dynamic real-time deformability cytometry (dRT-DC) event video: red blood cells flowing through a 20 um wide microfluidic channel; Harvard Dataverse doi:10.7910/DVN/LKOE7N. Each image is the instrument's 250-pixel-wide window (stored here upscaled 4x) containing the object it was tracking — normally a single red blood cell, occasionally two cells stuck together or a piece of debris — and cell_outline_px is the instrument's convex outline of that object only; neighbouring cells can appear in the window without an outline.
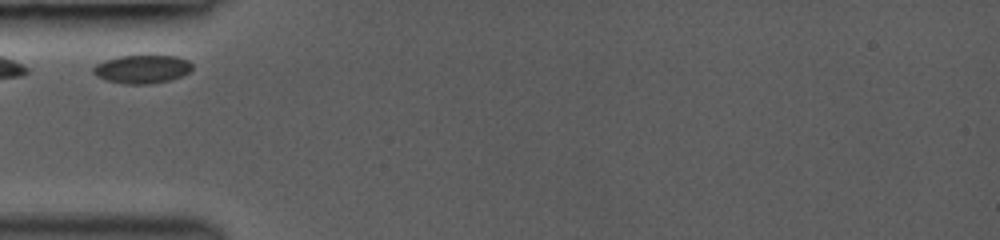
{"species": "common noctule bat (a hibernating species)", "species_latin": "Nyctalus noctula", "temperature_condition": "room temperature", "stored_images_in_passage": 2, "camera_frame_rate_fps": 3000, "um_per_image_px": 0.085, "animal": {"sex": "female", "body_mass_g": 19.0, "forearm_length_mm": 53.3}, "frame": {"image": 1, "passage_image": 1, "time_ms": 0.0, "image_size_px": [1000, 240], "cell_outline_px": [[192, 68], [188, 72], [172, 80], [152, 84], [124, 84], [108, 80], [96, 76], [92, 72], [92, 68], [96, 64], [104, 60], [120, 56], [176, 56], [188, 60], [192, 64]], "centroid_in_image_um": [12.07, 5.88], "position_along_channel_um": 72.9, "area_um2": 16.36}}